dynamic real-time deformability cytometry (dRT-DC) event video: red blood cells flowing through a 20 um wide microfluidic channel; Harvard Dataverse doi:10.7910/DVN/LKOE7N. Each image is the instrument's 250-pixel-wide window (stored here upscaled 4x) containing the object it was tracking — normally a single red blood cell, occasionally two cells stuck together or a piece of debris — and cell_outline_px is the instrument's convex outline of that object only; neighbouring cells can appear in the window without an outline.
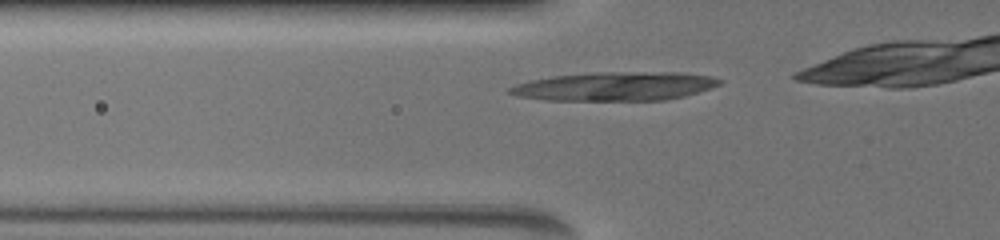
{"species": "common noctule bat (a hibernating species)", "species_latin": "Nyctalus noctula", "temperature_condition": "warm", "stored_images_in_passage": 55, "camera_frame_rate_fps": 3000, "um_per_image_px": 0.085, "animal": {"sex": "female", "body_mass_g": 19.5, "forearm_length_mm": 54.1}, "frame": {"image": 1, "passage_image": 2, "time_ms": 0.333, "image_size_px": [1000, 240], "cell_outline_px": [[724, 80], [720, 84], [684, 96], [664, 100], [544, 100], [520, 96], [508, 92], [508, 88], [516, 84], [532, 80], [552, 76], [592, 72], [676, 72], [708, 76]], "centroid_in_image_um": [52.25, 7.33], "position_along_channel_um": 73.5, "area_um2": 34.85}}
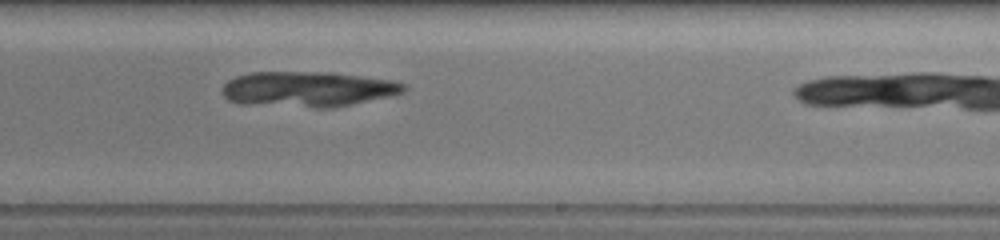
{"frame": {"image": 2, "passage_image": 43, "time_ms": 5.333, "image_size_px": [1000, 240], "cell_outline_px": [[404, 88], [400, 92], [384, 96], [332, 108], [316, 108], [240, 104], [228, 100], [224, 96], [224, 84], [228, 80], [236, 76], [248, 72], [332, 72], [392, 80], [404, 84]], "centroid_in_image_um": [26.05, 7.57], "position_along_channel_um": 262.9, "area_um2": 37.11}}
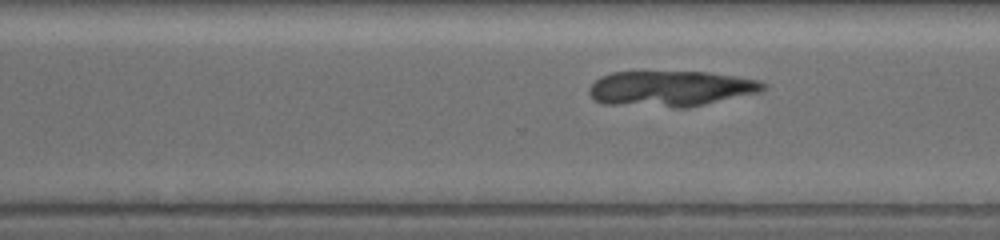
{"frame": {"image": 3, "passage_image": 54, "time_ms": 6.667, "image_size_px": [1000, 240], "cell_outline_px": [[764, 88], [760, 92], [704, 104], [684, 108], [676, 108], [604, 104], [596, 100], [588, 92], [588, 88], [600, 76], [612, 72], [704, 72], [760, 80], [764, 84]], "centroid_in_image_um": [56.96, 7.54], "position_along_channel_um": 313.6, "area_um2": 35.89}}